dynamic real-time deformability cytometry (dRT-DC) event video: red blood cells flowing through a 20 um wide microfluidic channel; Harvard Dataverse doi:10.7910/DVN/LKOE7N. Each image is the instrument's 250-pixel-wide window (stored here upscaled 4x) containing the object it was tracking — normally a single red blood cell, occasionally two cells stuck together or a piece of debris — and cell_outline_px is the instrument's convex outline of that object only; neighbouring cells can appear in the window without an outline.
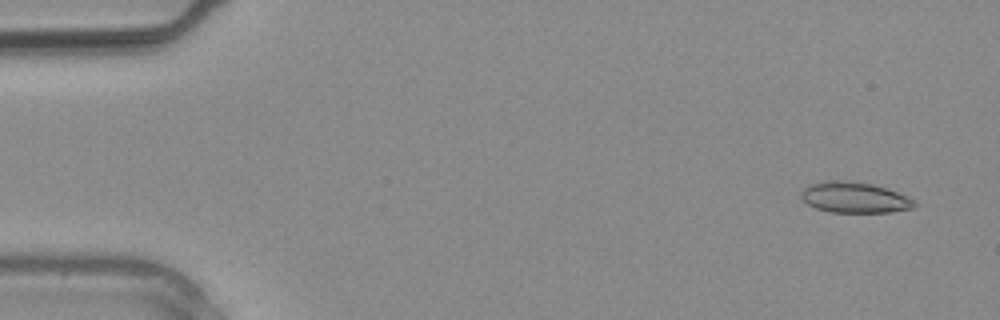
{"species": "common noctule bat (a hibernating species)", "species_latin": "Nyctalus noctula", "temperature_condition": "warm", "stored_images_in_passage": 3, "camera_frame_rate_fps": 3000, "um_per_image_px": 0.085, "animal": {"sex": "male", "body_mass_g": 20.4}, "frame": {"image": 1, "passage_image": 1, "time_ms": 0.0, "image_size_px": [1000, 320], "cell_outline_px": [[916, 204], [912, 208], [888, 212], [828, 212], [816, 208], [808, 204], [800, 196], [800, 192], [804, 188], [812, 184], [836, 180], [840, 180], [872, 184], [908, 196]], "centroid_in_image_um": [72.61, 16.8], "position_along_channel_um": 12.4, "area_um2": 19.88}}
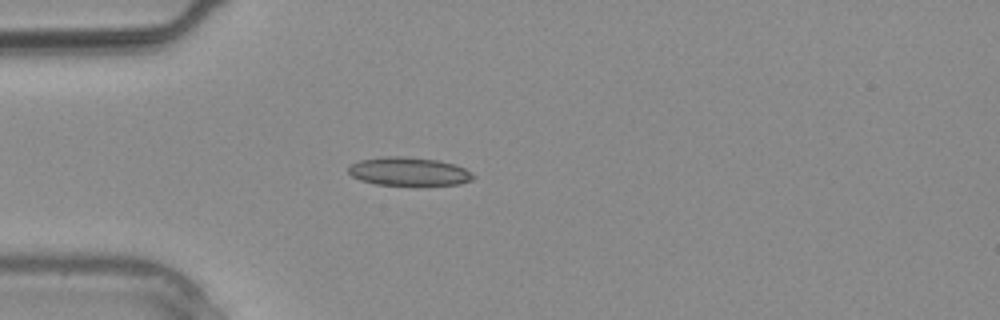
{"frame": {"image": 2, "passage_image": 3, "time_ms": 0.667, "image_size_px": [1000, 320], "cell_outline_px": [[476, 176], [472, 180], [460, 184], [416, 188], [376, 184], [360, 180], [352, 176], [348, 172], [348, 168], [352, 164], [360, 160], [384, 156], [408, 156], [440, 160], [456, 164], [472, 172]], "centroid_in_image_um": [34.82, 14.62], "position_along_channel_um": 50.2, "area_um2": 21.85}}